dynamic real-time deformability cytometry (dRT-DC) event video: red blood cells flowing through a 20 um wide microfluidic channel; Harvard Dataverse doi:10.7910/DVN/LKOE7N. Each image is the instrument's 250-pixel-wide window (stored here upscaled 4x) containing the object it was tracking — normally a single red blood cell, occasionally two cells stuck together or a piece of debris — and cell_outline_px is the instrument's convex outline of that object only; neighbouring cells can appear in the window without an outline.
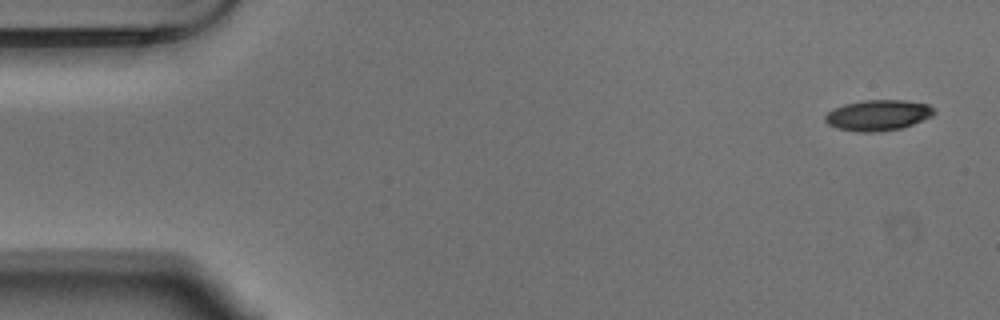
{"species": "Egyptian fruit bat (a non-hibernating species)", "species_latin": "Rousettus aegyptiacus", "temperature_condition": "warm", "stored_images_in_passage": 10, "camera_frame_rate_fps": 3000, "um_per_image_px": 0.085, "animal": {"sex": "male"}, "frame": {"image": 1, "passage_image": 1, "time_ms": 0.0, "image_size_px": [1000, 320], "cell_outline_px": [[936, 112], [932, 116], [912, 124], [900, 128], [872, 132], [856, 132], [836, 128], [828, 124], [824, 120], [824, 116], [828, 112], [844, 104], [864, 100], [904, 100], [928, 104]], "centroid_in_image_um": [74.61, 9.79], "position_along_channel_um": 10.4, "area_um2": 19.36}}